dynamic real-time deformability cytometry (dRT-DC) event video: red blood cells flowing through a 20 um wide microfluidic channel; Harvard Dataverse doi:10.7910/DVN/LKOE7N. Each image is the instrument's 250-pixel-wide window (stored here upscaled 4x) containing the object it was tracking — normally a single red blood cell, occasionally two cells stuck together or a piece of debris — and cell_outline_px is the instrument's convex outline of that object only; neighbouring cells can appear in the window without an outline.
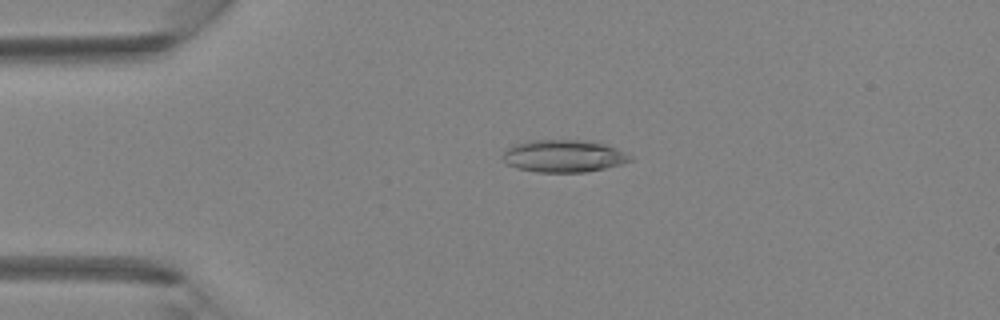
{"species": "Egyptian fruit bat (a non-hibernating species)", "species_latin": "Rousettus aegyptiacus", "temperature_condition": "room temperature", "stored_images_in_passage": 44, "camera_frame_rate_fps": 3000, "um_per_image_px": 0.085, "animal": {"sex": "female"}, "frame": {"image": 1, "passage_image": 10, "time_ms": 3.0, "image_size_px": [1000, 320], "cell_outline_px": [[636, 160], [604, 168], [584, 172], [536, 172], [516, 168], [508, 164], [504, 160], [504, 148], [512, 144], [528, 140], [584, 140], [604, 144], [616, 148], [632, 156]], "centroid_in_image_um": [47.9, 13.25], "position_along_channel_um": 37.1, "area_um2": 24.16}}
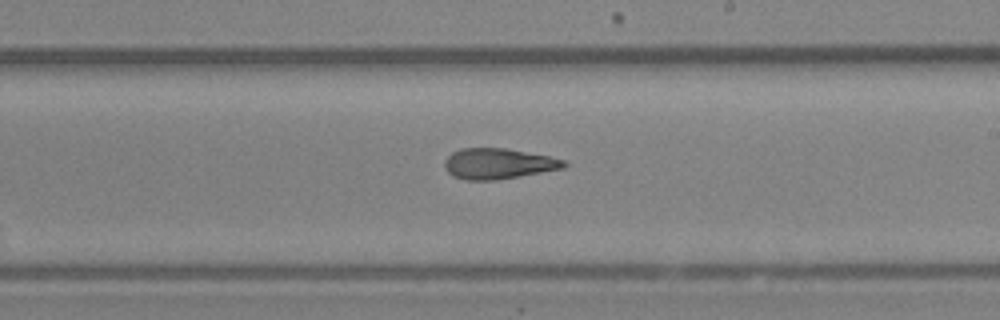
{"frame": {"image": 2, "passage_image": 26, "time_ms": 8.333, "image_size_px": [1000, 320], "cell_outline_px": [[568, 164], [564, 168], [496, 180], [464, 180], [452, 176], [444, 168], [444, 160], [452, 152], [460, 148], [504, 148], [548, 156], [564, 160]], "centroid_in_image_um": [42.3, 13.91], "position_along_channel_um": 246.7, "area_um2": 21.27}}
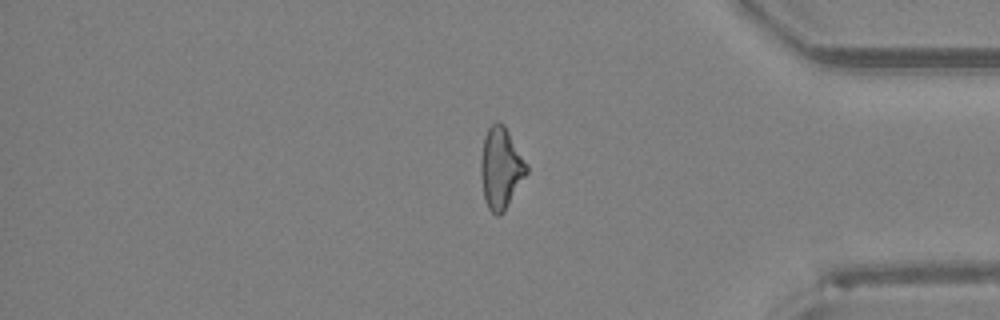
{"frame": {"image": 3, "passage_image": 37, "time_ms": 12.0, "image_size_px": [1000, 320], "cell_outline_px": [[528, 172], [504, 212], [500, 216], [496, 216], [488, 208], [484, 200], [480, 172], [480, 160], [484, 136], [488, 128], [496, 120], [504, 124], [528, 164]], "centroid_in_image_um": [42.57, 14.29], "position_along_channel_um": 392.6, "area_um2": 21.96}}